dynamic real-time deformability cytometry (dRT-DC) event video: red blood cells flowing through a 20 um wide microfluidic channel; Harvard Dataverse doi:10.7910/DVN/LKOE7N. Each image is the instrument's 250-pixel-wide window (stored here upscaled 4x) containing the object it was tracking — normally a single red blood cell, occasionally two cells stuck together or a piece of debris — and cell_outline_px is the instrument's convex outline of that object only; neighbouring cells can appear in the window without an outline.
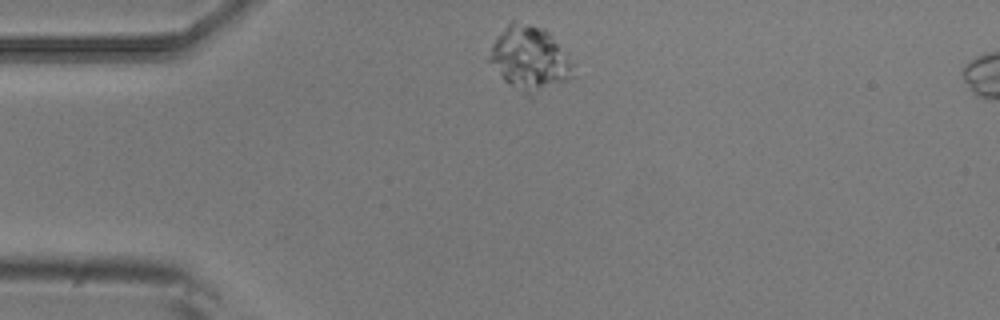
{"species": "common noctule bat (a hibernating species)", "species_latin": "Nyctalus noctula", "temperature_condition": "room temperature", "stored_images_in_passage": 2, "camera_frame_rate_fps": 3000, "um_per_image_px": 0.085, "animal": {"sex": "male", "body_mass_g": 20.5, "forearm_length_mm": 52.5}, "frame": {"image": 1, "passage_image": 1, "time_ms": 0.0, "image_size_px": [1000, 320], "cell_outline_px": [[572, 76], [568, 80], [532, 96], [528, 96], [504, 80], [488, 60], [488, 56], [492, 44], [508, 24], [512, 20], [548, 32], [572, 64]], "centroid_in_image_um": [44.98, 5.02], "position_along_channel_um": 40.0, "area_um2": 30.17}}